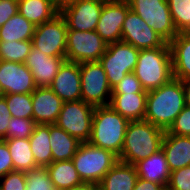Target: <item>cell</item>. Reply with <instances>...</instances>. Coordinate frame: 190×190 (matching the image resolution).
<instances>
[{"label":"cell","mask_w":190,"mask_h":190,"mask_svg":"<svg viewBox=\"0 0 190 190\" xmlns=\"http://www.w3.org/2000/svg\"><path fill=\"white\" fill-rule=\"evenodd\" d=\"M35 25L19 12L0 27V41L32 40Z\"/></svg>","instance_id":"f1b7e54d"},{"label":"cell","mask_w":190,"mask_h":190,"mask_svg":"<svg viewBox=\"0 0 190 190\" xmlns=\"http://www.w3.org/2000/svg\"><path fill=\"white\" fill-rule=\"evenodd\" d=\"M178 33L190 32V0H167Z\"/></svg>","instance_id":"1f68e13d"},{"label":"cell","mask_w":190,"mask_h":190,"mask_svg":"<svg viewBox=\"0 0 190 190\" xmlns=\"http://www.w3.org/2000/svg\"><path fill=\"white\" fill-rule=\"evenodd\" d=\"M45 168L51 184L57 190H65L83 183L72 160L52 162Z\"/></svg>","instance_id":"484cf974"},{"label":"cell","mask_w":190,"mask_h":190,"mask_svg":"<svg viewBox=\"0 0 190 190\" xmlns=\"http://www.w3.org/2000/svg\"><path fill=\"white\" fill-rule=\"evenodd\" d=\"M63 103L50 87H37L32 92L33 120L37 124H55Z\"/></svg>","instance_id":"ac0fdd59"},{"label":"cell","mask_w":190,"mask_h":190,"mask_svg":"<svg viewBox=\"0 0 190 190\" xmlns=\"http://www.w3.org/2000/svg\"><path fill=\"white\" fill-rule=\"evenodd\" d=\"M94 190H105V189L101 187L99 184H95Z\"/></svg>","instance_id":"7dc6e473"},{"label":"cell","mask_w":190,"mask_h":190,"mask_svg":"<svg viewBox=\"0 0 190 190\" xmlns=\"http://www.w3.org/2000/svg\"><path fill=\"white\" fill-rule=\"evenodd\" d=\"M103 5L100 0H79L65 7L60 14L65 18L68 29L95 31Z\"/></svg>","instance_id":"4fadbf2b"},{"label":"cell","mask_w":190,"mask_h":190,"mask_svg":"<svg viewBox=\"0 0 190 190\" xmlns=\"http://www.w3.org/2000/svg\"><path fill=\"white\" fill-rule=\"evenodd\" d=\"M165 130L146 120L129 121L119 161L132 164L159 151Z\"/></svg>","instance_id":"7a4b0ae2"},{"label":"cell","mask_w":190,"mask_h":190,"mask_svg":"<svg viewBox=\"0 0 190 190\" xmlns=\"http://www.w3.org/2000/svg\"><path fill=\"white\" fill-rule=\"evenodd\" d=\"M0 181V190L26 189V176L25 172L22 171H11L3 177H1Z\"/></svg>","instance_id":"d590c367"},{"label":"cell","mask_w":190,"mask_h":190,"mask_svg":"<svg viewBox=\"0 0 190 190\" xmlns=\"http://www.w3.org/2000/svg\"><path fill=\"white\" fill-rule=\"evenodd\" d=\"M133 73L145 91L168 83L173 78L170 47L140 50Z\"/></svg>","instance_id":"277c9868"},{"label":"cell","mask_w":190,"mask_h":190,"mask_svg":"<svg viewBox=\"0 0 190 190\" xmlns=\"http://www.w3.org/2000/svg\"><path fill=\"white\" fill-rule=\"evenodd\" d=\"M166 190H190V165L170 173Z\"/></svg>","instance_id":"e575fe53"},{"label":"cell","mask_w":190,"mask_h":190,"mask_svg":"<svg viewBox=\"0 0 190 190\" xmlns=\"http://www.w3.org/2000/svg\"><path fill=\"white\" fill-rule=\"evenodd\" d=\"M49 87L64 102L80 100V63L65 60Z\"/></svg>","instance_id":"e0dca14e"},{"label":"cell","mask_w":190,"mask_h":190,"mask_svg":"<svg viewBox=\"0 0 190 190\" xmlns=\"http://www.w3.org/2000/svg\"><path fill=\"white\" fill-rule=\"evenodd\" d=\"M107 45L96 31L68 29L65 57L76 63L99 61Z\"/></svg>","instance_id":"30bf717a"},{"label":"cell","mask_w":190,"mask_h":190,"mask_svg":"<svg viewBox=\"0 0 190 190\" xmlns=\"http://www.w3.org/2000/svg\"><path fill=\"white\" fill-rule=\"evenodd\" d=\"M133 190H166V188L161 184L138 178Z\"/></svg>","instance_id":"b9f144b4"},{"label":"cell","mask_w":190,"mask_h":190,"mask_svg":"<svg viewBox=\"0 0 190 190\" xmlns=\"http://www.w3.org/2000/svg\"><path fill=\"white\" fill-rule=\"evenodd\" d=\"M72 161L83 182L99 184L119 159L110 150L96 147L89 142H82Z\"/></svg>","instance_id":"5b68a950"},{"label":"cell","mask_w":190,"mask_h":190,"mask_svg":"<svg viewBox=\"0 0 190 190\" xmlns=\"http://www.w3.org/2000/svg\"><path fill=\"white\" fill-rule=\"evenodd\" d=\"M129 3H104L95 31L107 43H115L122 39V27Z\"/></svg>","instance_id":"9a60e30c"},{"label":"cell","mask_w":190,"mask_h":190,"mask_svg":"<svg viewBox=\"0 0 190 190\" xmlns=\"http://www.w3.org/2000/svg\"><path fill=\"white\" fill-rule=\"evenodd\" d=\"M130 9L137 13L150 28L167 43L178 34L167 0H129Z\"/></svg>","instance_id":"52a82bcc"},{"label":"cell","mask_w":190,"mask_h":190,"mask_svg":"<svg viewBox=\"0 0 190 190\" xmlns=\"http://www.w3.org/2000/svg\"><path fill=\"white\" fill-rule=\"evenodd\" d=\"M79 0H53L54 6L56 9L60 12L62 11L65 7L76 3Z\"/></svg>","instance_id":"7bdbcfd3"},{"label":"cell","mask_w":190,"mask_h":190,"mask_svg":"<svg viewBox=\"0 0 190 190\" xmlns=\"http://www.w3.org/2000/svg\"><path fill=\"white\" fill-rule=\"evenodd\" d=\"M173 78L185 80L190 78V32L178 33L169 43Z\"/></svg>","instance_id":"7402d4cb"},{"label":"cell","mask_w":190,"mask_h":190,"mask_svg":"<svg viewBox=\"0 0 190 190\" xmlns=\"http://www.w3.org/2000/svg\"><path fill=\"white\" fill-rule=\"evenodd\" d=\"M147 93H112L109 105L129 121L144 120Z\"/></svg>","instance_id":"44dd1931"},{"label":"cell","mask_w":190,"mask_h":190,"mask_svg":"<svg viewBox=\"0 0 190 190\" xmlns=\"http://www.w3.org/2000/svg\"><path fill=\"white\" fill-rule=\"evenodd\" d=\"M137 180L135 166L118 161L105 174L99 185L105 190H133Z\"/></svg>","instance_id":"603a6c76"},{"label":"cell","mask_w":190,"mask_h":190,"mask_svg":"<svg viewBox=\"0 0 190 190\" xmlns=\"http://www.w3.org/2000/svg\"><path fill=\"white\" fill-rule=\"evenodd\" d=\"M0 85L4 94H28L37 87L24 63L0 60Z\"/></svg>","instance_id":"5bb4252c"},{"label":"cell","mask_w":190,"mask_h":190,"mask_svg":"<svg viewBox=\"0 0 190 190\" xmlns=\"http://www.w3.org/2000/svg\"><path fill=\"white\" fill-rule=\"evenodd\" d=\"M11 171H14L11 154L6 141L4 139H0V178Z\"/></svg>","instance_id":"f35d334b"},{"label":"cell","mask_w":190,"mask_h":190,"mask_svg":"<svg viewBox=\"0 0 190 190\" xmlns=\"http://www.w3.org/2000/svg\"><path fill=\"white\" fill-rule=\"evenodd\" d=\"M129 120L110 105L94 108L90 144L110 150L118 157L124 145Z\"/></svg>","instance_id":"3957f363"},{"label":"cell","mask_w":190,"mask_h":190,"mask_svg":"<svg viewBox=\"0 0 190 190\" xmlns=\"http://www.w3.org/2000/svg\"><path fill=\"white\" fill-rule=\"evenodd\" d=\"M4 95H5V94H4V92H3L2 88H1V85H0V99L3 98Z\"/></svg>","instance_id":"c3c4849f"},{"label":"cell","mask_w":190,"mask_h":190,"mask_svg":"<svg viewBox=\"0 0 190 190\" xmlns=\"http://www.w3.org/2000/svg\"><path fill=\"white\" fill-rule=\"evenodd\" d=\"M3 98L12 117L33 119L32 93L5 94Z\"/></svg>","instance_id":"4dcf8cb0"},{"label":"cell","mask_w":190,"mask_h":190,"mask_svg":"<svg viewBox=\"0 0 190 190\" xmlns=\"http://www.w3.org/2000/svg\"><path fill=\"white\" fill-rule=\"evenodd\" d=\"M184 93H185V104L190 107V78L182 80Z\"/></svg>","instance_id":"ee69618b"},{"label":"cell","mask_w":190,"mask_h":190,"mask_svg":"<svg viewBox=\"0 0 190 190\" xmlns=\"http://www.w3.org/2000/svg\"><path fill=\"white\" fill-rule=\"evenodd\" d=\"M66 57L49 56L32 46L25 65L33 75L36 87H49Z\"/></svg>","instance_id":"2e32d148"},{"label":"cell","mask_w":190,"mask_h":190,"mask_svg":"<svg viewBox=\"0 0 190 190\" xmlns=\"http://www.w3.org/2000/svg\"><path fill=\"white\" fill-rule=\"evenodd\" d=\"M36 125L37 123L33 119L11 117L8 124L7 139H27L34 132Z\"/></svg>","instance_id":"d6a6232c"},{"label":"cell","mask_w":190,"mask_h":190,"mask_svg":"<svg viewBox=\"0 0 190 190\" xmlns=\"http://www.w3.org/2000/svg\"><path fill=\"white\" fill-rule=\"evenodd\" d=\"M112 93H148L145 91L135 74H126L123 79L112 89Z\"/></svg>","instance_id":"74e56055"},{"label":"cell","mask_w":190,"mask_h":190,"mask_svg":"<svg viewBox=\"0 0 190 190\" xmlns=\"http://www.w3.org/2000/svg\"><path fill=\"white\" fill-rule=\"evenodd\" d=\"M25 176V190H51L53 188L49 174L45 167H38L36 169L26 171Z\"/></svg>","instance_id":"836d02e7"},{"label":"cell","mask_w":190,"mask_h":190,"mask_svg":"<svg viewBox=\"0 0 190 190\" xmlns=\"http://www.w3.org/2000/svg\"><path fill=\"white\" fill-rule=\"evenodd\" d=\"M185 106L182 81L172 78L161 87L148 91L144 120L167 131Z\"/></svg>","instance_id":"6da1fadb"},{"label":"cell","mask_w":190,"mask_h":190,"mask_svg":"<svg viewBox=\"0 0 190 190\" xmlns=\"http://www.w3.org/2000/svg\"><path fill=\"white\" fill-rule=\"evenodd\" d=\"M18 12L35 26L52 20L60 13L53 0H18Z\"/></svg>","instance_id":"d4e9b609"},{"label":"cell","mask_w":190,"mask_h":190,"mask_svg":"<svg viewBox=\"0 0 190 190\" xmlns=\"http://www.w3.org/2000/svg\"><path fill=\"white\" fill-rule=\"evenodd\" d=\"M18 13V0L0 1V27Z\"/></svg>","instance_id":"ab89813d"},{"label":"cell","mask_w":190,"mask_h":190,"mask_svg":"<svg viewBox=\"0 0 190 190\" xmlns=\"http://www.w3.org/2000/svg\"><path fill=\"white\" fill-rule=\"evenodd\" d=\"M67 23L59 13L52 20L35 26L32 46L49 56L65 57Z\"/></svg>","instance_id":"8fae6325"},{"label":"cell","mask_w":190,"mask_h":190,"mask_svg":"<svg viewBox=\"0 0 190 190\" xmlns=\"http://www.w3.org/2000/svg\"><path fill=\"white\" fill-rule=\"evenodd\" d=\"M94 188H95V183L83 182L79 185L70 187L65 190H94Z\"/></svg>","instance_id":"f6af8a7d"},{"label":"cell","mask_w":190,"mask_h":190,"mask_svg":"<svg viewBox=\"0 0 190 190\" xmlns=\"http://www.w3.org/2000/svg\"><path fill=\"white\" fill-rule=\"evenodd\" d=\"M169 134L181 136H190V107L185 106L184 109L175 118L173 124L166 131Z\"/></svg>","instance_id":"8d00e7d4"},{"label":"cell","mask_w":190,"mask_h":190,"mask_svg":"<svg viewBox=\"0 0 190 190\" xmlns=\"http://www.w3.org/2000/svg\"><path fill=\"white\" fill-rule=\"evenodd\" d=\"M104 3H128L129 0H100Z\"/></svg>","instance_id":"bcb514c9"},{"label":"cell","mask_w":190,"mask_h":190,"mask_svg":"<svg viewBox=\"0 0 190 190\" xmlns=\"http://www.w3.org/2000/svg\"><path fill=\"white\" fill-rule=\"evenodd\" d=\"M32 48V40L0 41V60L25 63Z\"/></svg>","instance_id":"f546056e"},{"label":"cell","mask_w":190,"mask_h":190,"mask_svg":"<svg viewBox=\"0 0 190 190\" xmlns=\"http://www.w3.org/2000/svg\"><path fill=\"white\" fill-rule=\"evenodd\" d=\"M94 108L81 99L64 102L55 124L81 143L88 142L91 137Z\"/></svg>","instance_id":"9c48e42d"},{"label":"cell","mask_w":190,"mask_h":190,"mask_svg":"<svg viewBox=\"0 0 190 190\" xmlns=\"http://www.w3.org/2000/svg\"><path fill=\"white\" fill-rule=\"evenodd\" d=\"M137 48L138 50L155 49L158 47H170L153 28L133 10L127 12L122 27V39Z\"/></svg>","instance_id":"7c38bea8"},{"label":"cell","mask_w":190,"mask_h":190,"mask_svg":"<svg viewBox=\"0 0 190 190\" xmlns=\"http://www.w3.org/2000/svg\"><path fill=\"white\" fill-rule=\"evenodd\" d=\"M50 125L37 124L29 137V143L36 164L46 167L53 162L50 146Z\"/></svg>","instance_id":"4316f807"},{"label":"cell","mask_w":190,"mask_h":190,"mask_svg":"<svg viewBox=\"0 0 190 190\" xmlns=\"http://www.w3.org/2000/svg\"><path fill=\"white\" fill-rule=\"evenodd\" d=\"M50 146L53 162L72 160L81 142L56 124L50 125Z\"/></svg>","instance_id":"cb8c5ba5"},{"label":"cell","mask_w":190,"mask_h":190,"mask_svg":"<svg viewBox=\"0 0 190 190\" xmlns=\"http://www.w3.org/2000/svg\"><path fill=\"white\" fill-rule=\"evenodd\" d=\"M139 51L129 43L118 41L107 45L99 59L110 87L113 89L126 74L134 72Z\"/></svg>","instance_id":"8992f818"},{"label":"cell","mask_w":190,"mask_h":190,"mask_svg":"<svg viewBox=\"0 0 190 190\" xmlns=\"http://www.w3.org/2000/svg\"><path fill=\"white\" fill-rule=\"evenodd\" d=\"M7 143L14 171L26 172L38 168L29 143V138L4 139Z\"/></svg>","instance_id":"83f0119b"},{"label":"cell","mask_w":190,"mask_h":190,"mask_svg":"<svg viewBox=\"0 0 190 190\" xmlns=\"http://www.w3.org/2000/svg\"><path fill=\"white\" fill-rule=\"evenodd\" d=\"M80 77L81 100L94 107L109 105L112 88L99 61L80 63Z\"/></svg>","instance_id":"ba28073f"},{"label":"cell","mask_w":190,"mask_h":190,"mask_svg":"<svg viewBox=\"0 0 190 190\" xmlns=\"http://www.w3.org/2000/svg\"><path fill=\"white\" fill-rule=\"evenodd\" d=\"M134 166L138 178L167 187L171 171L162 148L150 157L135 163Z\"/></svg>","instance_id":"ffe728a7"},{"label":"cell","mask_w":190,"mask_h":190,"mask_svg":"<svg viewBox=\"0 0 190 190\" xmlns=\"http://www.w3.org/2000/svg\"><path fill=\"white\" fill-rule=\"evenodd\" d=\"M10 110L7 107L6 100L0 99V139H7L8 124L11 119Z\"/></svg>","instance_id":"60d3db41"},{"label":"cell","mask_w":190,"mask_h":190,"mask_svg":"<svg viewBox=\"0 0 190 190\" xmlns=\"http://www.w3.org/2000/svg\"><path fill=\"white\" fill-rule=\"evenodd\" d=\"M161 148L171 172L190 165V136L165 132Z\"/></svg>","instance_id":"d6986e66"}]
</instances>
